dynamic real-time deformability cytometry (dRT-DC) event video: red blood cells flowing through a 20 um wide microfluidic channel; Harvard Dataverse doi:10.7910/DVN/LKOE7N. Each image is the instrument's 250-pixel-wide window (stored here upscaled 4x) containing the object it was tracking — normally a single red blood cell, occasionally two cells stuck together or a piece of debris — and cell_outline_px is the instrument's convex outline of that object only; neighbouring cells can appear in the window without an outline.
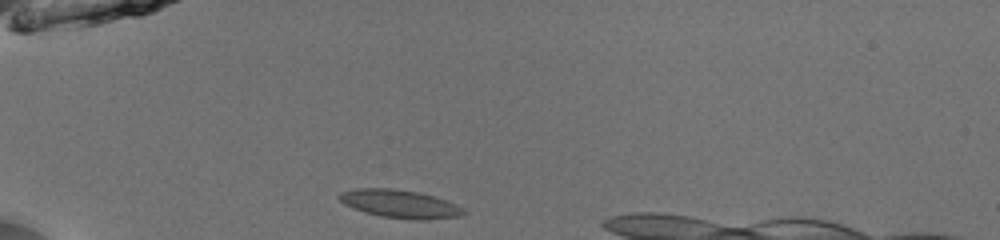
{"species": "common noctule bat (a hibernating species)", "species_latin": "Nyctalus noctula", "temperature_condition": "room temperature", "stored_images_in_passage": 33, "camera_frame_rate_fps": 3000, "um_per_image_px": 0.085, "animal": {"sex": "male", "body_mass_g": 13.0, "forearm_length_mm": 53.1}, "frame": {"image": 1, "passage_image": 1, "time_ms": 0.0, "image_size_px": [1000, 240], "cell_outline_px": [[464, 212], [460, 216], [428, 220], [412, 220], [380, 216], [364, 212], [344, 204], [336, 196], [340, 192], [356, 188], [392, 188], [416, 192], [432, 196], [456, 204], [464, 208]], "centroid_in_image_um": [33.95, 17.33], "position_along_channel_um": 51.0, "area_um2": 20.35}}
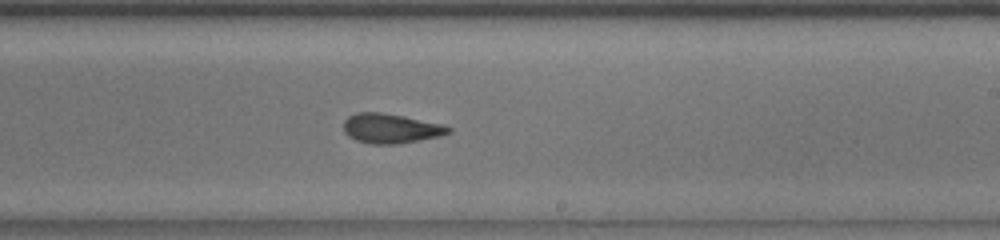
{"frame": {"image": 2, "passage_image": 18, "time_ms": 5.667, "image_size_px": [1000, 240], "cell_outline_px": [[452, 132], [440, 136], [396, 144], [372, 144], [356, 140], [348, 136], [344, 132], [344, 120], [348, 116], [356, 112], [380, 112], [440, 124], [452, 128]], "centroid_in_image_um": [33.17, 10.92], "position_along_channel_um": 255.8, "area_um2": 17.86}}
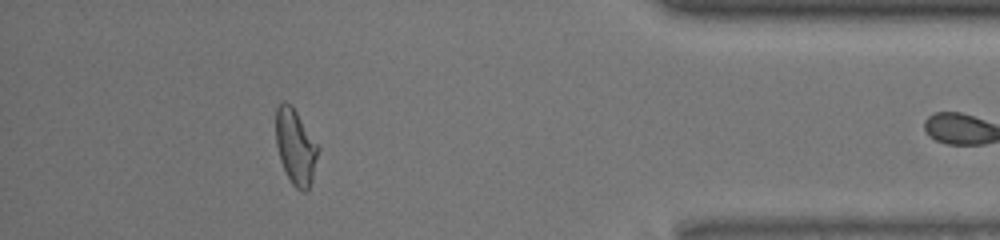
{"frame": {"image": 3, "passage_image": 32, "time_ms": 10.333, "image_size_px": [1000, 240], "cell_outline_px": [[320, 148], [312, 180], [308, 188], [304, 192], [300, 192], [292, 184], [280, 160], [276, 144], [276, 108], [284, 100], [292, 104]], "centroid_in_image_um": [25.13, 12.46], "position_along_channel_um": 410.1, "area_um2": 18.61}}